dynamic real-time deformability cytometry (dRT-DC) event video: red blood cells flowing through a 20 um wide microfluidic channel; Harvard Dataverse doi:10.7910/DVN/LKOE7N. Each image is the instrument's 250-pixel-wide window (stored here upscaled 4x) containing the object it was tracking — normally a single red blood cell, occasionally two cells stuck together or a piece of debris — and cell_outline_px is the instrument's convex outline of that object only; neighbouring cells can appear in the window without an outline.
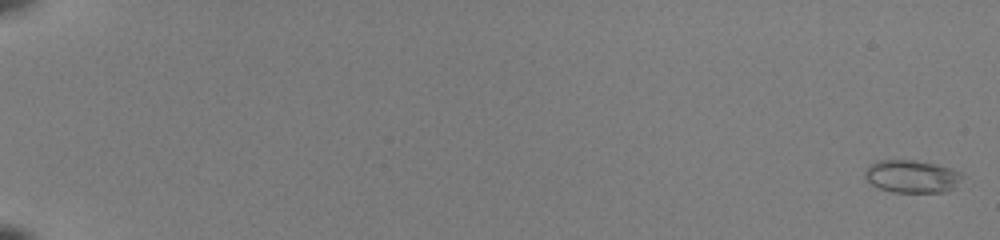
{"species": "common noctule bat (a hibernating species)", "species_latin": "Nyctalus noctula", "temperature_condition": "room temperature", "stored_images_in_passage": 54, "segment_of_instrument_passage": [1, 2], "camera_frame_rate_fps": 3000, "um_per_image_px": 0.085, "animal": {"sex": "female", "body_mass_g": 22.0, "forearm_length_mm": 56.7}, "frame": {"image": 1, "passage_image": 1, "time_ms": 0.0, "image_size_px": [1000, 240], "cell_outline_px": [[964, 176], [956, 188], [944, 192], [892, 192], [880, 188], [872, 184], [864, 176], [864, 172], [876, 160], [916, 160], [936, 164], [952, 168], [960, 172]], "centroid_in_image_um": [77.56, 14.99], "position_along_channel_um": 7.4, "area_um2": 18.67}}
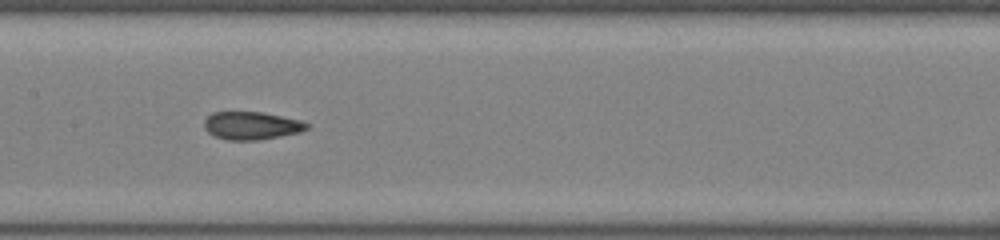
{"frame": {"image": 2, "passage_image": 30, "time_ms": 9.667, "image_size_px": [1000, 240], "cell_outline_px": [[312, 124], [308, 128], [300, 132], [280, 136], [256, 140], [228, 140], [212, 136], [204, 128], [204, 120], [212, 112], [264, 112], [300, 120]], "centroid_in_image_um": [21.37, 10.67], "position_along_channel_um": 186.0, "area_um2": 16.82}}
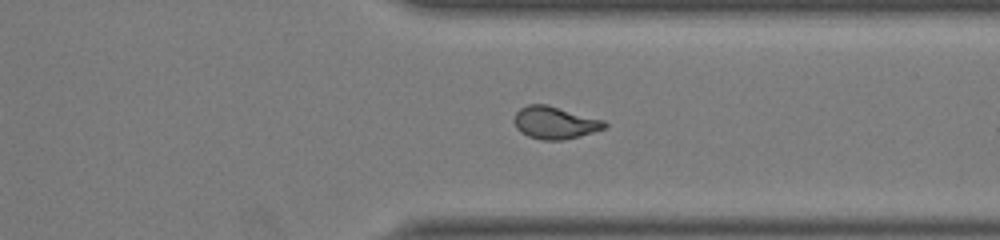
{"frame": {"image": 3, "passage_image": 43, "time_ms": 14.0, "image_size_px": [1000, 240], "cell_outline_px": [[608, 124], [604, 128], [592, 132], [564, 140], [540, 140], [528, 136], [520, 132], [516, 128], [516, 112], [520, 108], [528, 104], [548, 104], [604, 120]], "centroid_in_image_um": [47.16, 10.42], "position_along_channel_um": 364.2, "area_um2": 16.99}}